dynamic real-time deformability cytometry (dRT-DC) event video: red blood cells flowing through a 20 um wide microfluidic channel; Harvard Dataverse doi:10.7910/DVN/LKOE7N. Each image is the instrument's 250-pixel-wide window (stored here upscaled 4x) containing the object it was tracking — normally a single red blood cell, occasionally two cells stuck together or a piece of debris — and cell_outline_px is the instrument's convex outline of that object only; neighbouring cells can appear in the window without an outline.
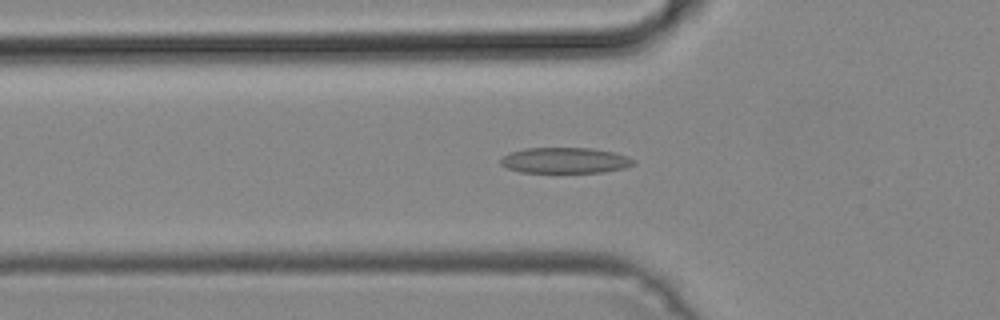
{"species": "common noctule bat (a hibernating species)", "species_latin": "Nyctalus noctula", "temperature_condition": "cold", "stored_images_in_passage": 41, "camera_frame_rate_fps": 3000, "um_per_image_px": 0.085, "animal": {"sex": "male", "body_mass_g": 19.2, "forearm_length_mm": 51.8}, "frame": {"image": 1, "passage_image": 8, "time_ms": 2.333, "image_size_px": [1000, 320], "cell_outline_px": [[636, 164], [624, 168], [604, 172], [520, 172], [508, 168], [500, 164], [500, 160], [508, 152], [524, 148], [592, 148], [616, 152], [628, 156], [636, 160]], "centroid_in_image_um": [48.06, 13.62], "position_along_channel_um": 77.7, "area_um2": 20.11}}
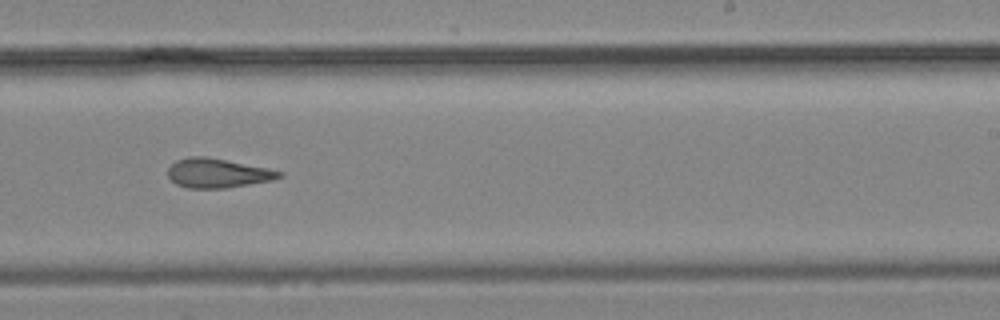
{"frame": {"image": 2, "passage_image": 22, "time_ms": 7.0, "image_size_px": [1000, 320], "cell_outline_px": [[284, 176], [272, 180], [228, 188], [188, 188], [176, 184], [168, 176], [168, 168], [176, 160], [188, 156], [204, 156], [268, 168], [284, 172]], "centroid_in_image_um": [18.51, 14.72], "position_along_channel_um": 270.5, "area_um2": 19.02}}
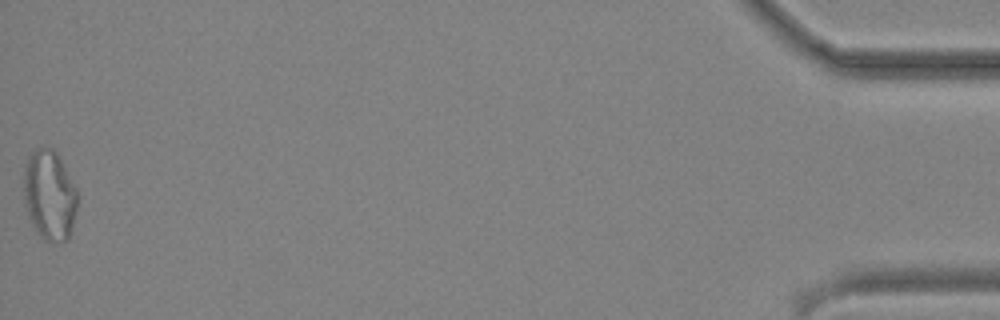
{"frame": {"image": 3, "passage_image": 41, "time_ms": 13.333, "image_size_px": [1000, 320], "cell_outline_px": [[76, 212], [68, 240], [60, 244], [44, 240], [32, 224], [28, 216], [24, 200], [24, 164], [28, 156], [36, 148], [52, 148], [56, 152], [76, 188]], "centroid_in_image_um": [4.19, 16.61], "position_along_channel_um": 431.0, "area_um2": 28.09}}